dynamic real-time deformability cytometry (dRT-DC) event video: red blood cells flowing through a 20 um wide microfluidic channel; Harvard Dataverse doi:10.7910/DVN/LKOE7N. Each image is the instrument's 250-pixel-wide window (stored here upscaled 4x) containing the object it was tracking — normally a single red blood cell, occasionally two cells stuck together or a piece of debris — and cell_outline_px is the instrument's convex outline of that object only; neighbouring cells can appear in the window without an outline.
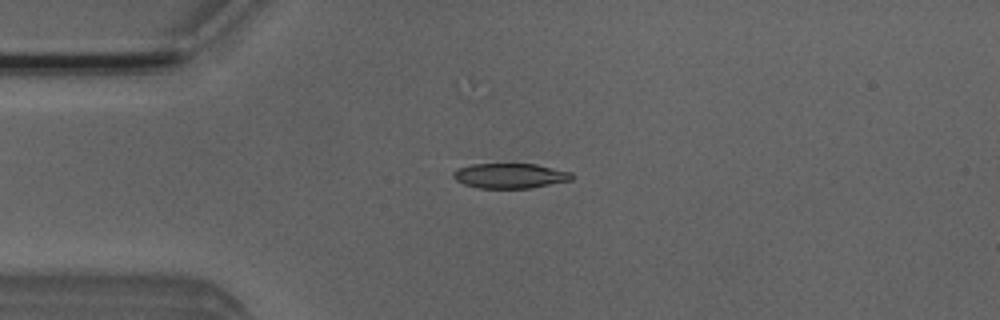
{"species": "Egyptian fruit bat (a non-hibernating species)", "species_latin": "Rousettus aegyptiacus", "temperature_condition": "room temperature", "stored_images_in_passage": 13, "camera_frame_rate_fps": 3000, "um_per_image_px": 0.085, "animal": {"sex": "male"}, "frame": {"image": 1, "passage_image": 13, "time_ms": 4.0, "image_size_px": [1000, 320], "cell_outline_px": [[576, 176], [572, 180], [528, 188], [476, 188], [464, 184], [456, 180], [452, 176], [452, 172], [456, 168], [472, 164], [536, 164], [572, 172]], "centroid_in_image_um": [43.34, 14.94], "position_along_channel_um": 41.7, "area_um2": 17.4}}